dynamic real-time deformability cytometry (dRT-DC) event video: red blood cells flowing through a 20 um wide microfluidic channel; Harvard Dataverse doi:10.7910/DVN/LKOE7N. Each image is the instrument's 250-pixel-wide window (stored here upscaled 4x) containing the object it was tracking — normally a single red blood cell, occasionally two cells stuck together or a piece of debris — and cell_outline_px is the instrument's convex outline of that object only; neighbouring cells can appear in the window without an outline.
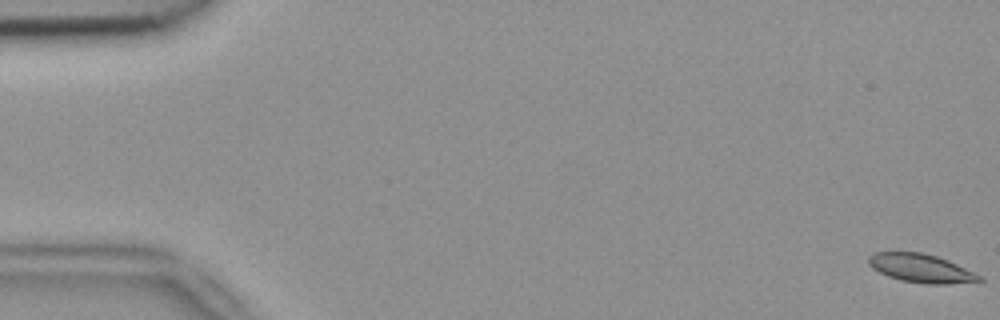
{"species": "common noctule bat (a hibernating species)", "species_latin": "Nyctalus noctula", "temperature_condition": "room temperature", "stored_images_in_passage": 55, "camera_frame_rate_fps": 3000, "um_per_image_px": 0.085, "animal": {"sex": "female", "body_mass_g": 18.4}, "frame": {"image": 1, "passage_image": 1, "time_ms": 0.0, "image_size_px": [1000, 320], "cell_outline_px": [[984, 280], [980, 284], [924, 284], [900, 280], [888, 276], [872, 268], [868, 264], [868, 256], [876, 252], [920, 252], [936, 256], [948, 260], [984, 276]], "centroid_in_image_um": [78.4, 22.84], "position_along_channel_um": 6.6, "area_um2": 18.96}}
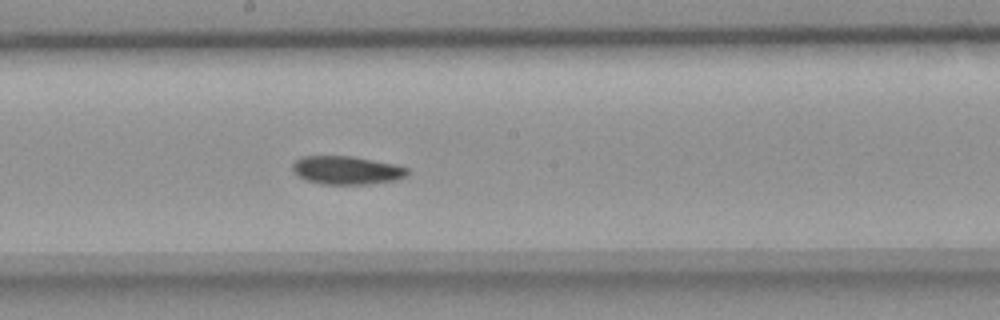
{"frame": {"image": 2, "passage_image": 30, "time_ms": 9.667, "image_size_px": [1000, 320], "cell_outline_px": [[408, 176], [400, 180], [368, 184], [320, 184], [304, 180], [292, 172], [292, 164], [300, 156], [352, 156], [396, 164], [408, 168]], "centroid_in_image_um": [29.47, 14.47], "position_along_channel_um": 218.7, "area_um2": 19.36}}
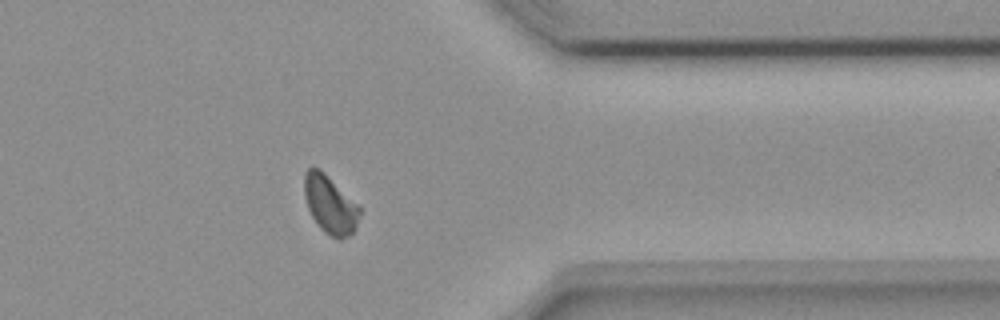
{"frame": {"image": 3, "passage_image": 44, "time_ms": 14.333, "image_size_px": [1000, 320], "cell_outline_px": [[364, 208], [356, 228], [348, 236], [340, 240], [336, 240], [324, 232], [320, 228], [312, 216], [308, 208], [304, 196], [304, 172], [308, 168], [316, 168], [324, 172], [360, 204]], "centroid_in_image_um": [28.11, 17.41], "position_along_channel_um": 383.3, "area_um2": 19.31}, "authors_computed_cell_mechanics": {"area_um2": 19.1318, "velocity_mm_per_s": 3.7716, "shape_relaxation_time_tau1_ms": null, "shape_relaxation_time_tau2_ms": 3.8815, "deformation_change_tau1": null, "deformation_change_tau2": 0.084}}